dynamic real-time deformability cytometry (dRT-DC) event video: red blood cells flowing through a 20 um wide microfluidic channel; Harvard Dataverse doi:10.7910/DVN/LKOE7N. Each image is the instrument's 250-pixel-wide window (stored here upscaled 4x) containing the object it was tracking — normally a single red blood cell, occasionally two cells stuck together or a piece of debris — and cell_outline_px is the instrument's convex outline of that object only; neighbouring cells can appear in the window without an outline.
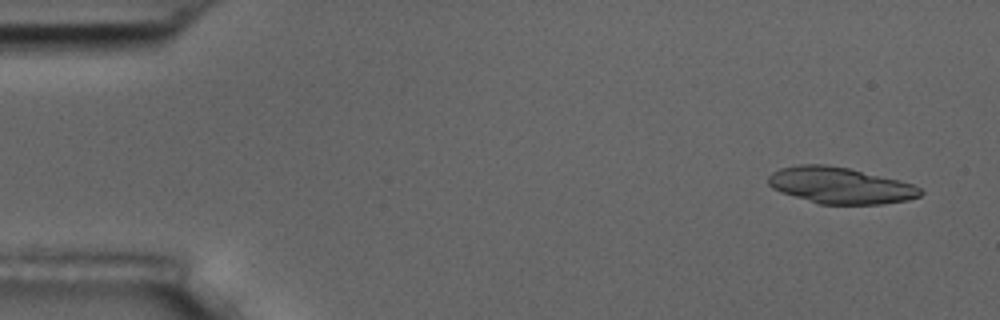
{"species": "common noctule bat (a hibernating species)", "species_latin": "Nyctalus noctula", "temperature_condition": "room temperature", "stored_images_in_passage": 6, "camera_frame_rate_fps": 3000, "um_per_image_px": 0.085, "animal": {"sex": "male", "body_mass_g": 17.5, "forearm_length_mm": 52.3}, "frame": {"image": 1, "passage_image": 1, "time_ms": 0.0, "image_size_px": [1000, 320], "cell_outline_px": [[924, 192], [920, 196], [908, 200], [880, 204], [820, 204], [780, 192], [772, 188], [768, 184], [768, 176], [772, 172], [780, 168], [800, 164], [824, 164], [848, 168], [900, 180], [912, 184], [920, 188]], "centroid_in_image_um": [71.41, 15.76], "position_along_channel_um": 13.6, "area_um2": 32.19}}